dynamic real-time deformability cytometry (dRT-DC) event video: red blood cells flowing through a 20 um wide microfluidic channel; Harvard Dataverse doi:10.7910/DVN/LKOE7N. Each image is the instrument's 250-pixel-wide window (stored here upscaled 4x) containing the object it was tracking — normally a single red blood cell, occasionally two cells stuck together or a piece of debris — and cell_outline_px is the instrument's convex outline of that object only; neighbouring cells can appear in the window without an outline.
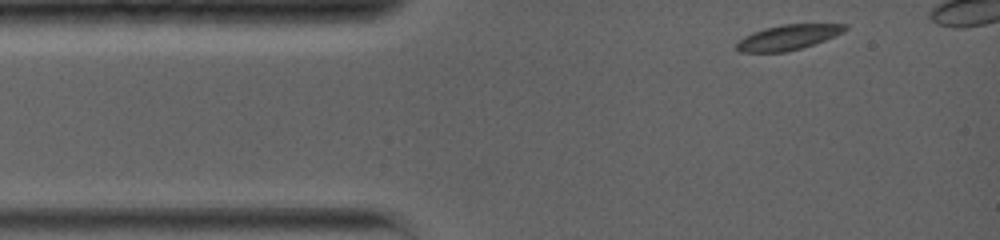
{"species": "common noctule bat (a hibernating species)", "species_latin": "Nyctalus noctula", "temperature_condition": "warm", "stored_images_in_passage": 42, "camera_frame_rate_fps": 5000, "um_per_image_px": 0.085, "animal": {"sex": "female", "body_mass_g": 19.0, "forearm_length_mm": 56.7}, "frame": {"image": 1, "passage_image": 1, "time_ms": 0.0, "image_size_px": [1000, 240], "cell_outline_px": [[848, 28], [844, 32], [824, 40], [800, 48], [784, 52], [740, 52], [736, 48], [736, 44], [744, 36], [752, 32], [764, 28], [784, 24], [848, 24]], "centroid_in_image_um": [66.98, 3.16], "position_along_channel_um": 18.0, "area_um2": 15.72}}
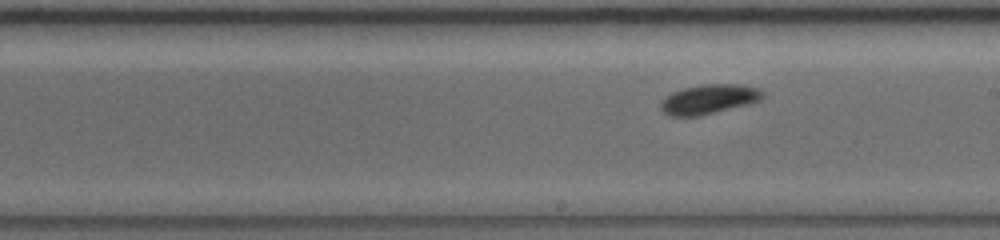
{"frame": {"image": 2, "passage_image": 26, "time_ms": 6.8, "image_size_px": [1000, 240], "cell_outline_px": [[764, 96], [760, 100], [748, 104], [700, 116], [668, 116], [660, 108], [660, 104], [672, 92], [684, 88], [704, 84], [740, 84], [760, 88], [764, 92]], "centroid_in_image_um": [60.29, 8.43], "position_along_channel_um": 228.7, "area_um2": 17.51}}
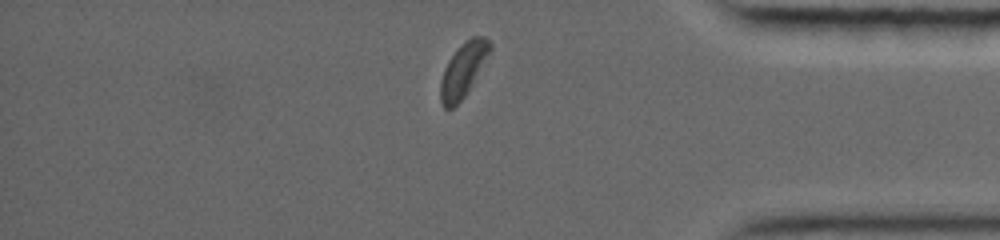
{"frame": {"image": 3, "passage_image": 41, "time_ms": 11.8, "image_size_px": [1000, 240], "cell_outline_px": [[492, 48], [464, 96], [452, 108], [444, 108], [440, 100], [440, 80], [444, 68], [448, 60], [456, 48], [472, 36], [484, 36], [492, 44]], "centroid_in_image_um": [39.34, 5.91], "position_along_channel_um": 395.9, "area_um2": 15.26}}